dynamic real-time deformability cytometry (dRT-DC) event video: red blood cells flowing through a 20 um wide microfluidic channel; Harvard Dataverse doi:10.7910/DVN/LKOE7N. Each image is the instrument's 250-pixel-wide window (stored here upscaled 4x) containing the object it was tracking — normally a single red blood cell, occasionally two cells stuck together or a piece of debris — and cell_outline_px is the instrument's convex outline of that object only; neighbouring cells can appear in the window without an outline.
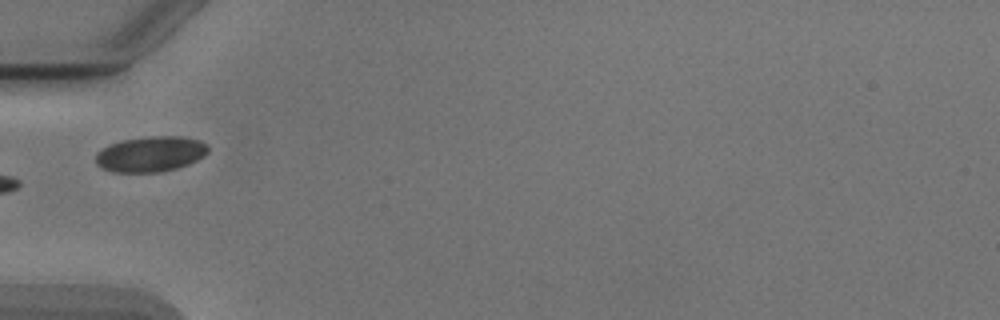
{"species": "Egyptian fruit bat (a non-hibernating species)", "species_latin": "Rousettus aegyptiacus", "temperature_condition": "cold", "stored_images_in_passage": 9, "camera_frame_rate_fps": 3000, "um_per_image_px": 0.085, "animal": {"sex": "male"}, "frame": {"image": 1, "passage_image": 1, "time_ms": 0.0, "image_size_px": [1000, 320], "cell_outline_px": [[208, 152], [204, 156], [188, 164], [176, 168], [160, 172], [112, 172], [100, 168], [96, 164], [96, 152], [108, 144], [120, 140], [152, 136], [184, 136], [200, 140], [208, 144]], "centroid_in_image_um": [12.78, 13.09], "position_along_channel_um": 72.2, "area_um2": 23.52}}